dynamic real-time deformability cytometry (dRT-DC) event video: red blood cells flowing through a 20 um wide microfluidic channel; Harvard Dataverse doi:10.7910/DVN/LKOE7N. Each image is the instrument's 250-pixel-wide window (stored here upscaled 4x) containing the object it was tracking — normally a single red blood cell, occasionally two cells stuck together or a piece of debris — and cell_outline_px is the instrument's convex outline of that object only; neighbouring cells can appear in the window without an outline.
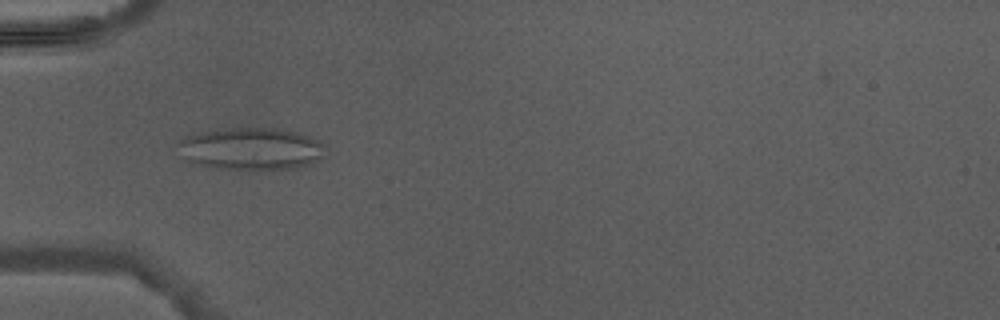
{"species": "Egyptian fruit bat (a non-hibernating species)", "species_latin": "Rousettus aegyptiacus", "temperature_condition": "warm", "stored_images_in_passage": 5, "camera_frame_rate_fps": 3000, "um_per_image_px": 0.085, "animal": {"sex": "male"}, "frame": {"image": 1, "passage_image": 4, "time_ms": 3.667, "image_size_px": [1000, 320], "cell_outline_px": [[324, 156], [300, 168], [264, 172], [212, 168], [196, 164], [184, 160], [176, 144], [184, 136], [204, 132], [228, 128], [276, 128], [300, 132], [324, 144]], "centroid_in_image_um": [21.33, 12.69], "position_along_channel_um": 63.7, "area_um2": 37.34}}